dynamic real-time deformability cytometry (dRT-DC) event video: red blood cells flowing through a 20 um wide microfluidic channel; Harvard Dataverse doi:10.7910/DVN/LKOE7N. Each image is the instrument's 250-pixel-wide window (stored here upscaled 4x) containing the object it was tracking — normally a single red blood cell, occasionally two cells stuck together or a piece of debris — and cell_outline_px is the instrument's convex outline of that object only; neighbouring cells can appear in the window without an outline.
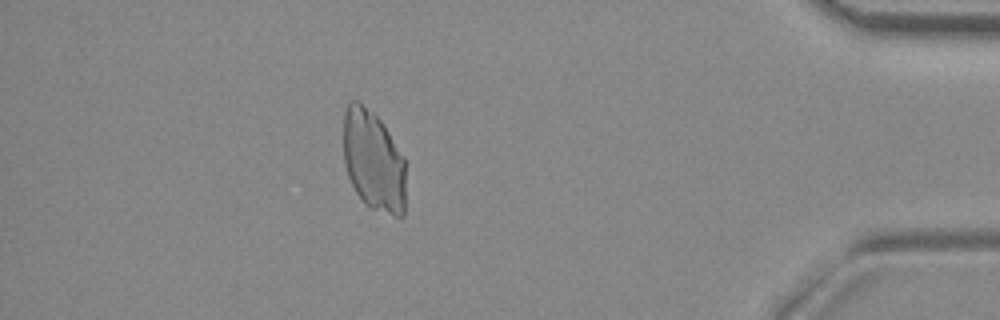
{"species": "common noctule bat (a hibernating species)", "species_latin": "Nyctalus noctula", "temperature_condition": "room temperature", "stored_images_in_passage": 52, "camera_frame_rate_fps": 3000, "um_per_image_px": 0.085, "animal": {"sex": "female", "body_mass_g": 29.2, "forearm_length_mm": 56.3}, "frame": {"image": 1, "passage_image": 46, "time_ms": 15.0, "image_size_px": [1000, 320], "cell_outline_px": [[404, 216], [396, 216], [372, 208], [364, 204], [356, 192], [348, 176], [344, 164], [344, 112], [348, 100], [360, 100], [384, 124], [404, 156]], "centroid_in_image_um": [31.72, 13.62], "position_along_channel_um": 403.5, "area_um2": 36.76}}